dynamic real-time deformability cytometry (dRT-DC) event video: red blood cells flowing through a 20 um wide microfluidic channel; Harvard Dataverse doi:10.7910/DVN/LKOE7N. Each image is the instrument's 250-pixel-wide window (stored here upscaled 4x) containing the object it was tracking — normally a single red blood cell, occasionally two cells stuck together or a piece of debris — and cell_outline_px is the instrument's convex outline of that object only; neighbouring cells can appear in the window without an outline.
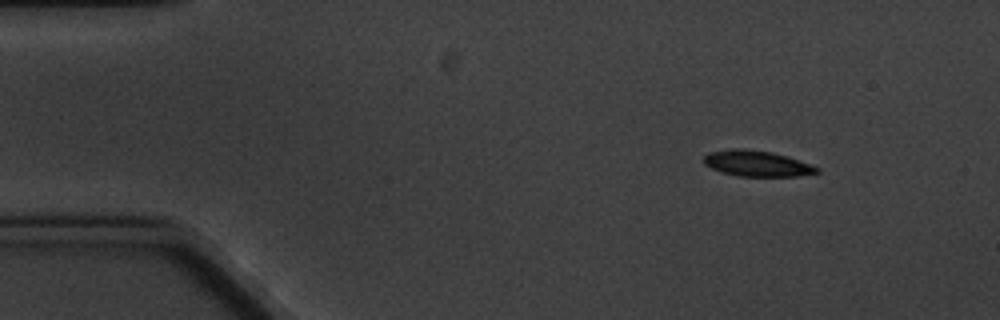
{"species": "common noctule bat (a hibernating species)", "species_latin": "Nyctalus noctula", "temperature_condition": "cold", "stored_images_in_passage": 4, "camera_frame_rate_fps": 3000, "um_per_image_px": 0.085, "animal": {"sex": "male", "body_mass_g": 20.1, "forearm_length_mm": 53.5}, "frame": {"image": 1, "passage_image": 1, "time_ms": 0.0, "image_size_px": [1000, 320], "cell_outline_px": [[820, 172], [796, 176], [740, 176], [724, 172], [712, 168], [704, 164], [704, 156], [708, 152], [732, 148], [744, 148], [772, 152], [788, 156], [820, 168]], "centroid_in_image_um": [64.34, 13.88], "position_along_channel_um": 20.7, "area_um2": 16.94}}
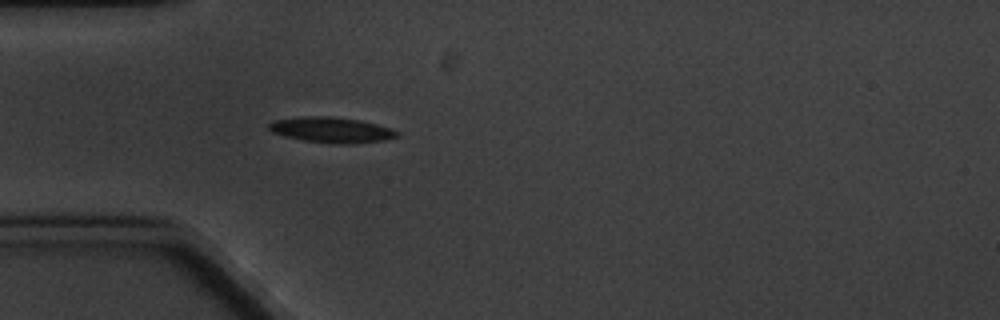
{"frame": {"image": 2, "passage_image": 4, "time_ms": 3.333, "image_size_px": [1000, 320], "cell_outline_px": [[400, 136], [384, 140], [348, 144], [344, 144], [304, 140], [272, 132], [268, 128], [268, 124], [276, 120], [304, 116], [332, 116], [356, 120], [376, 124], [392, 128], [400, 132]], "centroid_in_image_um": [28.23, 11.03], "position_along_channel_um": 56.8, "area_um2": 18.73}}